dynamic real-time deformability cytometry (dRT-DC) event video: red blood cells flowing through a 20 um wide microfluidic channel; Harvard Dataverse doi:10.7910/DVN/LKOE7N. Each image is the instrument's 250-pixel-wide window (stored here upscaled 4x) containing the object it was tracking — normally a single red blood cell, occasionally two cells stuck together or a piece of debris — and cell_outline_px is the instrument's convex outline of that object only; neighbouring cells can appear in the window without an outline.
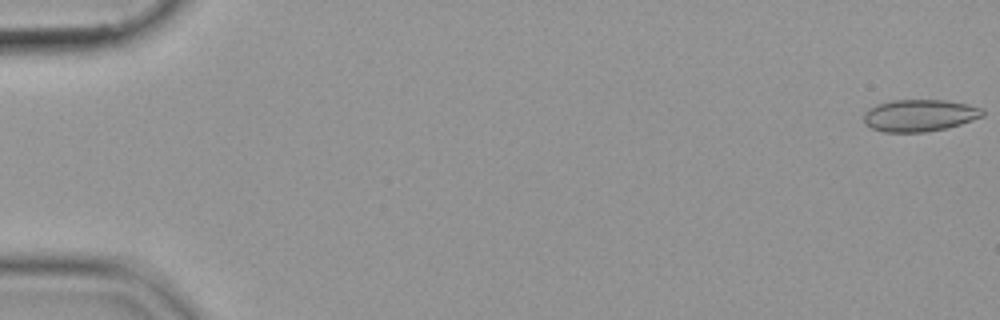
{"species": "common noctule bat (a hibernating species)", "species_latin": "Nyctalus noctula", "temperature_condition": "cold", "stored_images_in_passage": 55, "camera_frame_rate_fps": 3000, "um_per_image_px": 0.085, "animal": {"sex": "female", "body_mass_g": 19.9}, "frame": {"image": 1, "passage_image": 1, "time_ms": 0.0, "image_size_px": [1000, 320], "cell_outline_px": [[984, 116], [948, 128], [928, 132], [884, 132], [872, 128], [864, 124], [864, 112], [868, 108], [876, 104], [892, 100], [944, 100], [968, 104], [984, 108]], "centroid_in_image_um": [78.16, 9.81], "position_along_channel_um": 6.8, "area_um2": 22.43}}
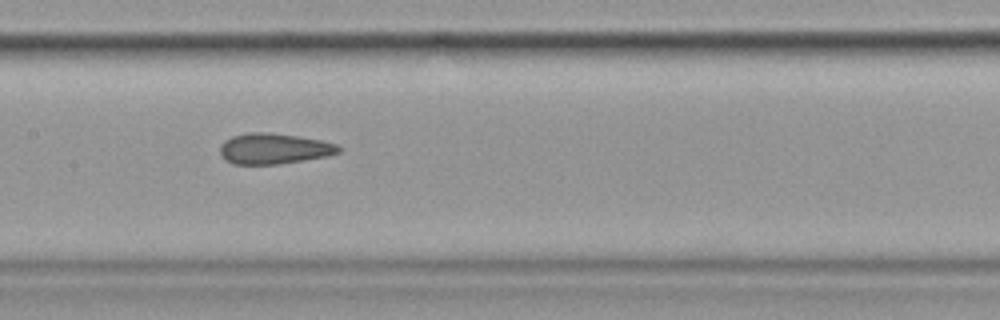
{"frame": {"image": 2, "passage_image": 28, "time_ms": 9.0, "image_size_px": [1000, 320], "cell_outline_px": [[344, 148], [340, 152], [328, 156], [280, 164], [232, 164], [224, 160], [220, 156], [220, 144], [224, 140], [232, 136], [248, 132], [268, 132], [296, 136], [320, 140], [336, 144]], "centroid_in_image_um": [23.26, 12.64], "position_along_channel_um": 184.1, "area_um2": 21.44}}
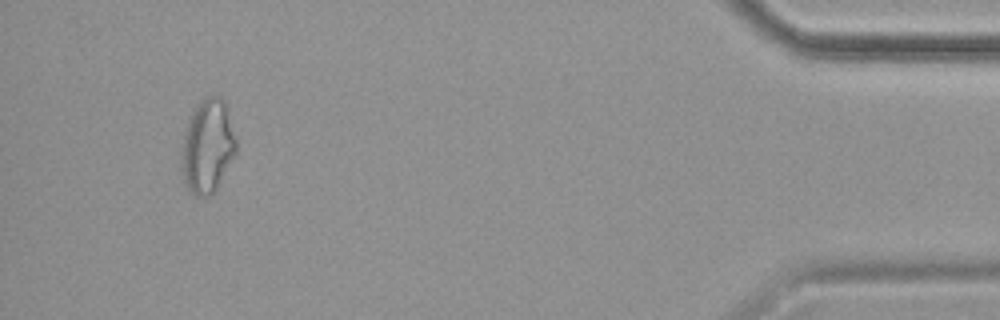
{"frame": {"image": 3, "passage_image": 52, "time_ms": 17.0, "image_size_px": [1000, 320], "cell_outline_px": [[236, 152], [216, 192], [208, 196], [196, 196], [188, 188], [180, 168], [180, 152], [184, 132], [188, 120], [192, 112], [200, 100], [204, 96], [220, 96], [228, 104], [236, 140]], "centroid_in_image_um": [17.65, 12.41], "position_along_channel_um": 417.6, "area_um2": 30.46}}